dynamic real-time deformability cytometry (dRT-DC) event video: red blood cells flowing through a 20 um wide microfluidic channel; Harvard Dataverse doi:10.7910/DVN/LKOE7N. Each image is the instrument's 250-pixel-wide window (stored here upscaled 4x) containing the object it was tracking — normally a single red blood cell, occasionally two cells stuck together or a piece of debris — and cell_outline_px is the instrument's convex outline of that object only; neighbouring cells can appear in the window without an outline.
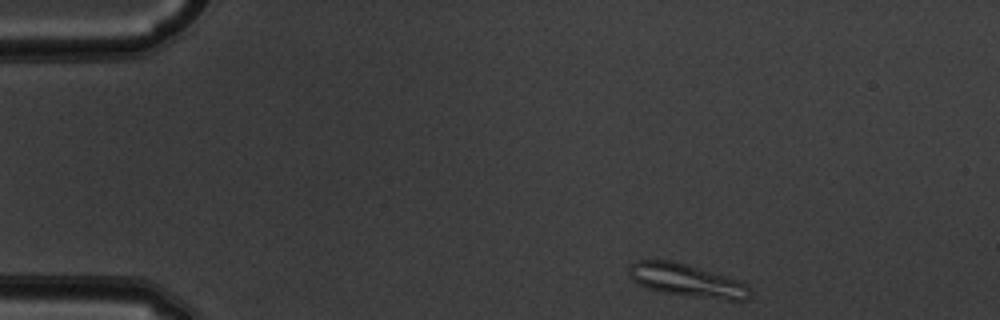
{"species": "common noctule bat (a hibernating species)", "species_latin": "Nyctalus noctula", "temperature_condition": "warm", "stored_images_in_passage": 46, "camera_frame_rate_fps": 3000, "um_per_image_px": 0.085, "animal": {"sex": "male", "body_mass_g": 19.5, "forearm_length_mm": 54.6}, "frame": {"image": 1, "passage_image": 1, "time_ms": 0.0, "image_size_px": [1000, 320], "cell_outline_px": [[752, 292], [748, 300], [728, 300], [664, 292], [648, 288], [632, 280], [628, 276], [628, 264], [636, 260], [672, 260], [724, 276], [748, 284]], "centroid_in_image_um": [58.35, 23.82], "position_along_channel_um": 26.7, "area_um2": 22.83}}
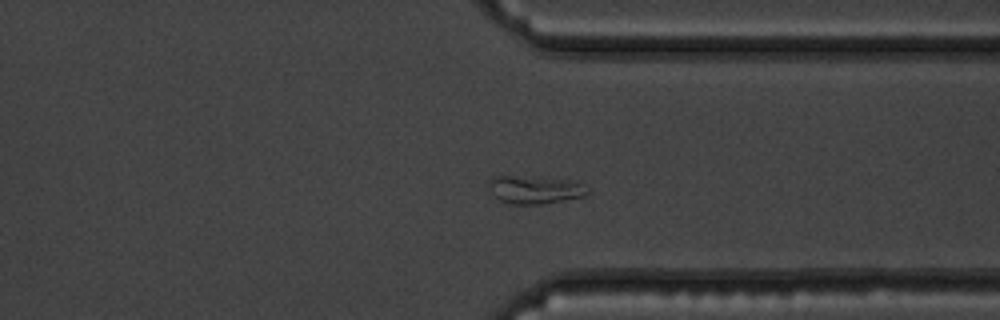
{"frame": {"image": 2, "passage_image": 34, "time_ms": 11.0, "image_size_px": [1000, 320], "cell_outline_px": [[592, 192], [584, 196], [564, 200], [540, 204], [508, 204], [500, 200], [488, 188], [488, 180], [492, 176], [512, 176], [568, 180], [580, 184]], "centroid_in_image_um": [45.42, 16.13], "position_along_channel_um": 366.0, "area_um2": 15.84}}
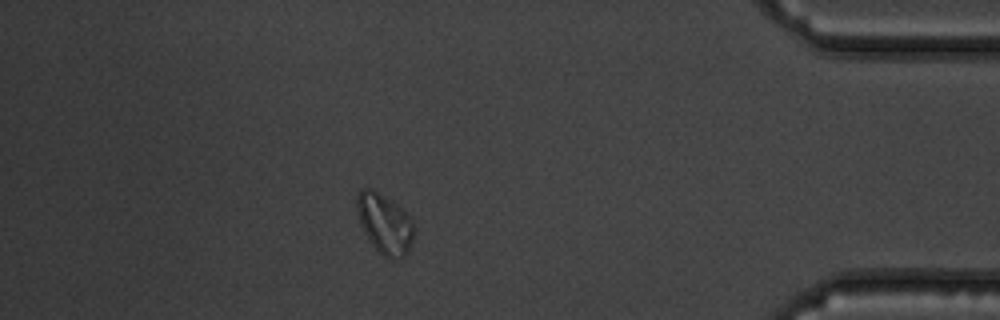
{"frame": {"image": 3, "passage_image": 40, "time_ms": 13.0, "image_size_px": [1000, 320], "cell_outline_px": [[416, 228], [408, 252], [404, 256], [396, 260], [388, 260], [368, 240], [364, 232], [356, 208], [356, 196], [360, 188], [368, 188], [376, 192], [396, 204], [412, 220]], "centroid_in_image_um": [32.7, 19.05], "position_along_channel_um": 402.5, "area_um2": 19.83}}